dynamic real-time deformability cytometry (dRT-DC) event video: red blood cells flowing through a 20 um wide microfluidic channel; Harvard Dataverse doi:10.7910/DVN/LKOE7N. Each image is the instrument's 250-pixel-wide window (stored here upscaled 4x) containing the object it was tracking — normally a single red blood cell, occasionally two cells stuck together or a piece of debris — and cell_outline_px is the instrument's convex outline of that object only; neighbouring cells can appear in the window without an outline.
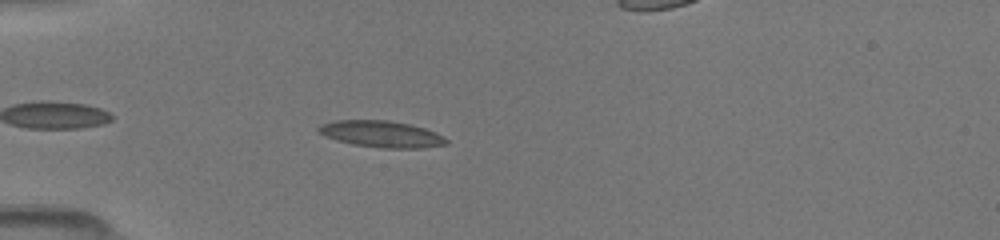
{"species": "common noctule bat (a hibernating species)", "species_latin": "Nyctalus noctula", "temperature_condition": "room temperature", "stored_images_in_passage": 6, "segment_of_instrument_passage": [1, 2], "camera_frame_rate_fps": 3000, "um_per_image_px": 0.085, "animal": {"sex": "female", "body_mass_g": 19.5, "forearm_length_mm": 54.1}, "frame": {"image": 1, "passage_image": 4, "time_ms": 1.333, "image_size_px": [1000, 240], "cell_outline_px": [[448, 144], [420, 148], [380, 148], [352, 144], [336, 140], [324, 136], [316, 128], [320, 124], [336, 120], [388, 120], [408, 124], [424, 128], [444, 136], [448, 140]], "centroid_in_image_um": [32.4, 11.39], "position_along_channel_um": 52.6, "area_um2": 19.77}}